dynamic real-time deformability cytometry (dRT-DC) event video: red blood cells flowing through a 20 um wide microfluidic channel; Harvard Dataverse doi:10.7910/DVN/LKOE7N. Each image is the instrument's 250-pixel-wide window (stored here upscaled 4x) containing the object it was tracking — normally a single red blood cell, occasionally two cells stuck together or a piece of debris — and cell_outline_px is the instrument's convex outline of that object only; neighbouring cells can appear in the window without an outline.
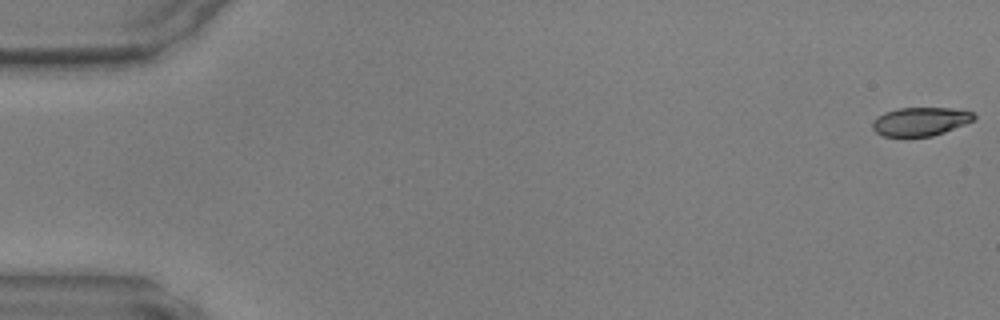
{"species": "common noctule bat (a hibernating species)", "species_latin": "Nyctalus noctula", "temperature_condition": "warm", "stored_images_in_passage": 10, "camera_frame_rate_fps": 3000, "um_per_image_px": 0.085, "animal": {"sex": "male", "body_mass_g": 17.9, "forearm_length_mm": 54.2}, "frame": {"image": 1, "passage_image": 1, "time_ms": 0.0, "image_size_px": [1000, 320], "cell_outline_px": [[976, 116], [972, 120], [964, 124], [944, 132], [932, 136], [884, 136], [876, 132], [872, 128], [872, 120], [876, 116], [884, 112], [900, 108], [952, 108], [972, 112]], "centroid_in_image_um": [78.19, 10.32], "position_along_channel_um": 6.8, "area_um2": 16.76}}